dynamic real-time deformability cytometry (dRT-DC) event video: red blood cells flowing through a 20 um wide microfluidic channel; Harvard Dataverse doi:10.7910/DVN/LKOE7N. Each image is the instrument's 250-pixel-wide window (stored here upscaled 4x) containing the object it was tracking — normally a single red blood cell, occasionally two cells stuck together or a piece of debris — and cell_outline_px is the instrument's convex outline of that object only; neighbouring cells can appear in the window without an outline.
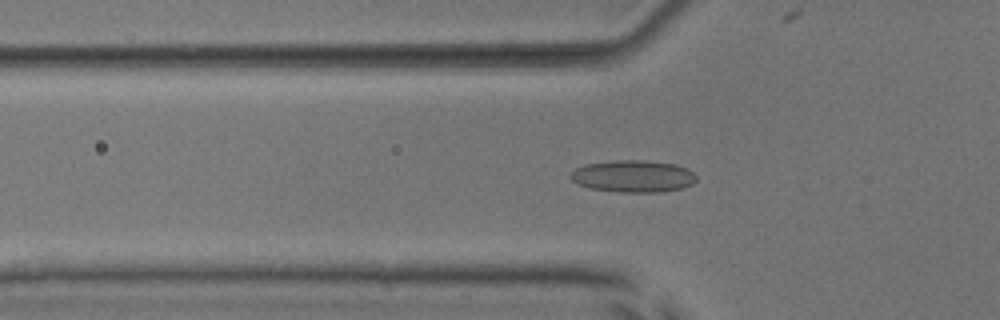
{"species": "common noctule bat (a hibernating species)", "species_latin": "Nyctalus noctula", "temperature_condition": "room temperature", "stored_images_in_passage": 22, "camera_frame_rate_fps": 3000, "um_per_image_px": 0.085, "animal": {"sex": "male", "body_mass_g": 17.9, "forearm_length_mm": 54.2}, "frame": {"image": 1, "passage_image": 18, "time_ms": 5.667, "image_size_px": [1000, 320], "cell_outline_px": [[696, 180], [692, 184], [684, 188], [656, 192], [616, 192], [592, 188], [576, 184], [568, 176], [576, 168], [584, 164], [612, 160], [644, 160], [676, 164], [688, 168], [696, 176]], "centroid_in_image_um": [53.81, 14.97], "position_along_channel_um": 72.0, "area_um2": 23.7}}
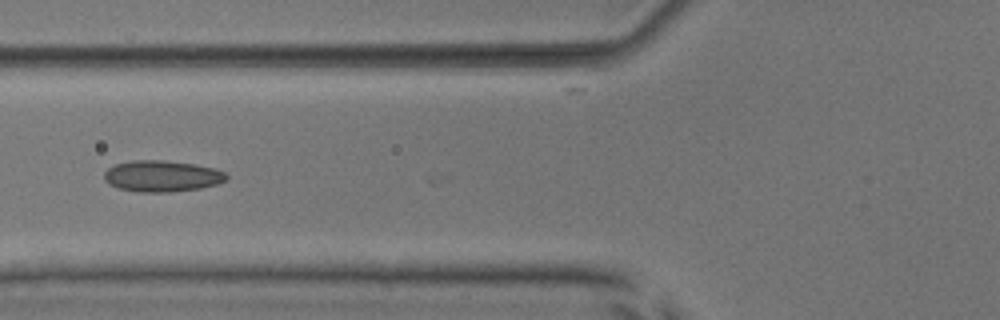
{"frame": {"image": 2, "passage_image": 21, "time_ms": 6.667, "image_size_px": [1000, 320], "cell_outline_px": [[228, 176], [224, 180], [216, 184], [200, 188], [168, 192], [136, 192], [120, 188], [108, 184], [104, 180], [104, 172], [108, 168], [116, 164], [132, 160], [164, 160], [196, 164], [216, 168], [224, 172]], "centroid_in_image_um": [13.75, 14.96], "position_along_channel_um": 112.1, "area_um2": 22.31}}